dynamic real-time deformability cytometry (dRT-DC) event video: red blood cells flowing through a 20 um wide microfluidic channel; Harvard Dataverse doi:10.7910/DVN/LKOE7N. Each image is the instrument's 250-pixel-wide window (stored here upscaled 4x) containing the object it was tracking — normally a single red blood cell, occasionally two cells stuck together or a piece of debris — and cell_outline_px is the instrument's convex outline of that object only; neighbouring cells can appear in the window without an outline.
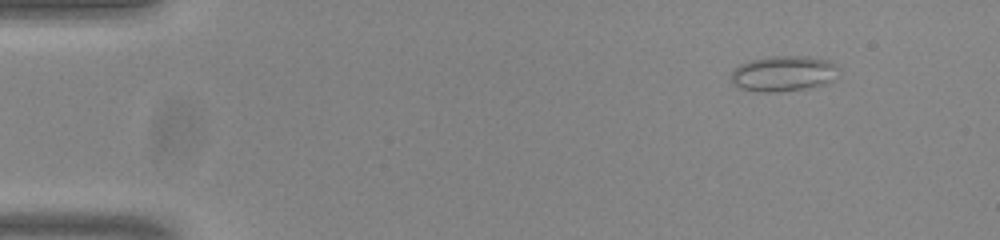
{"species": "common noctule bat (a hibernating species)", "species_latin": "Nyctalus noctula", "temperature_condition": "room temperature", "stored_images_in_passage": 26, "camera_frame_rate_fps": 3000, "um_per_image_px": 0.085, "animal": {"sex": "male", "body_mass_g": 20.0, "forearm_length_mm": 53.3}, "frame": {"image": 1, "passage_image": 1, "time_ms": 0.0, "image_size_px": [1000, 240], "cell_outline_px": [[840, 68], [836, 80], [824, 84], [808, 88], [776, 92], [760, 92], [740, 88], [732, 84], [732, 72], [740, 64], [752, 60], [772, 56], [808, 56], [828, 60], [836, 64]], "centroid_in_image_um": [66.66, 6.25], "position_along_channel_um": 18.3, "area_um2": 22.48}}
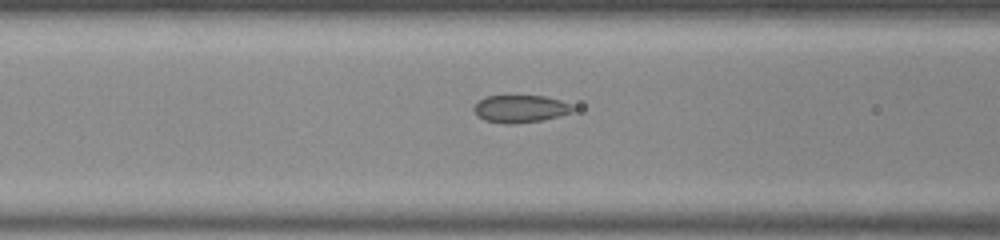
{"frame": {"image": 2, "passage_image": 17, "time_ms": 5.333, "image_size_px": [1000, 240], "cell_outline_px": [[576, 108], [572, 112], [560, 116], [540, 120], [512, 124], [504, 124], [484, 120], [476, 116], [472, 108], [484, 96], [544, 96], [560, 100], [572, 104]], "centroid_in_image_um": [44.22, 9.25], "position_along_channel_um": 122.4, "area_um2": 15.95}}
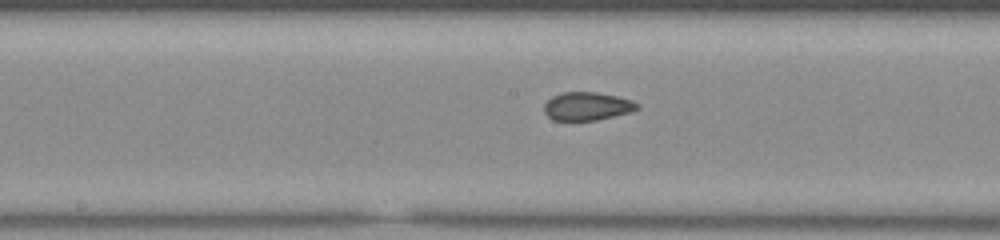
{"frame": {"image": 3, "passage_image": 23, "time_ms": 7.333, "image_size_px": [1000, 240], "cell_outline_px": [[640, 108], [632, 112], [596, 120], [552, 120], [544, 112], [544, 104], [552, 96], [564, 92], [596, 92], [616, 96], [632, 100], [640, 104]], "centroid_in_image_um": [49.93, 9.03], "position_along_channel_um": 198.3, "area_um2": 15.37}}